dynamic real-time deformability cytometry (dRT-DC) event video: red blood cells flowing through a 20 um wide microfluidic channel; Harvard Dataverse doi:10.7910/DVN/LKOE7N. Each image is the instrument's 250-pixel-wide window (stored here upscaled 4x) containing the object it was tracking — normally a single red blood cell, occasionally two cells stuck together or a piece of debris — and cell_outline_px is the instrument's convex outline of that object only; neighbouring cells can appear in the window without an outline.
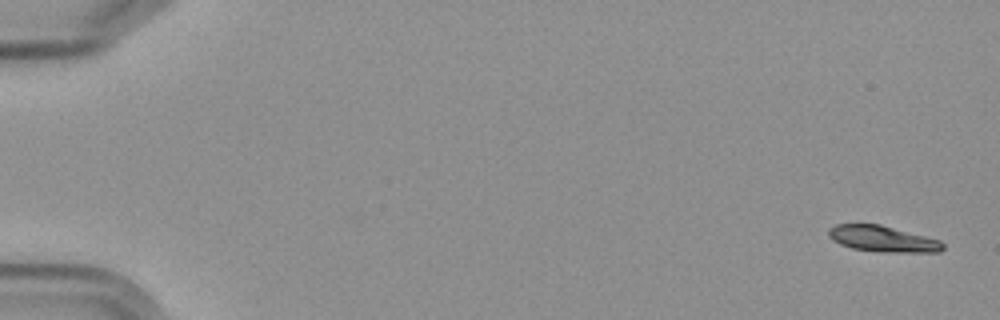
{"species": "Egyptian fruit bat (a non-hibernating species)", "species_latin": "Rousettus aegyptiacus", "temperature_condition": "cold", "stored_images_in_passage": 6, "camera_frame_rate_fps": 3000, "um_per_image_px": 0.085, "frame": {"image": 1, "passage_image": 1, "time_ms": 0.0, "image_size_px": [1000, 320], "cell_outline_px": [[944, 248], [940, 252], [880, 252], [852, 248], [840, 244], [832, 240], [828, 236], [828, 228], [836, 224], [880, 224], [940, 240], [944, 244]], "centroid_in_image_um": [75.01, 20.3], "position_along_channel_um": 10.0, "area_um2": 17.4}}
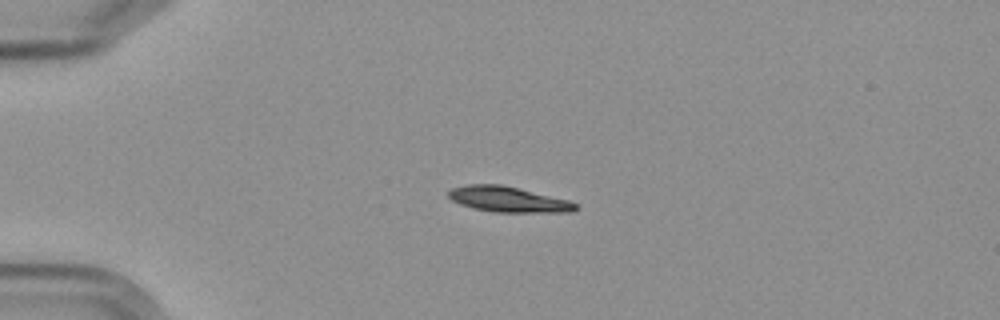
{"frame": {"image": 2, "passage_image": 4, "time_ms": 4.333, "image_size_px": [1000, 320], "cell_outline_px": [[580, 208], [572, 212], [492, 212], [472, 208], [460, 204], [452, 200], [448, 196], [448, 192], [452, 188], [468, 184], [500, 184], [568, 200], [576, 204]], "centroid_in_image_um": [43.18, 16.95], "position_along_channel_um": 41.8, "area_um2": 18.79}}
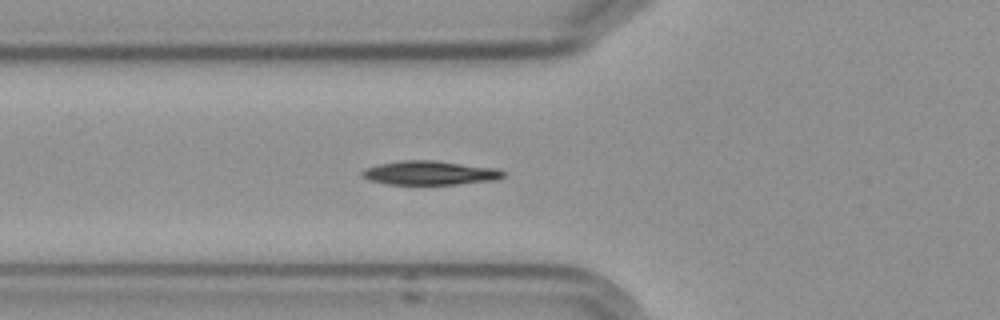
{"frame": {"image": 3, "passage_image": 6, "time_ms": 6.667, "image_size_px": [1000, 320], "cell_outline_px": [[504, 176], [496, 180], [456, 184], [388, 184], [368, 180], [360, 176], [360, 172], [364, 168], [380, 164], [404, 160], [432, 160], [496, 168], [504, 172]], "centroid_in_image_um": [36.49, 14.7], "position_along_channel_um": 89.3, "area_um2": 19.65}}